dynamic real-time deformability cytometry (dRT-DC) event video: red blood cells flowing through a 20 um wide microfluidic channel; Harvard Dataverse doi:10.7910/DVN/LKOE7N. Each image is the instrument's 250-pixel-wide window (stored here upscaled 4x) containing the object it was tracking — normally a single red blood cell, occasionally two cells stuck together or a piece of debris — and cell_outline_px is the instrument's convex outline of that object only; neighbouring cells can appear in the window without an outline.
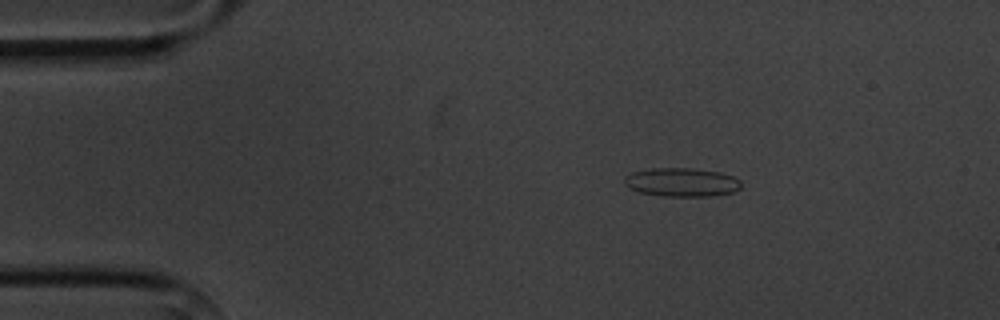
{"species": "common noctule bat (a hibernating species)", "species_latin": "Nyctalus noctula", "temperature_condition": "cold", "stored_images_in_passage": 3, "camera_frame_rate_fps": 3000, "um_per_image_px": 0.085, "animal": {"sex": "male", "body_mass_g": 20.1, "forearm_length_mm": 53.5}, "frame": {"image": 1, "passage_image": 2, "time_ms": 1.333, "image_size_px": [1000, 320], "cell_outline_px": [[740, 188], [732, 192], [712, 196], [664, 196], [640, 192], [628, 188], [624, 184], [624, 176], [632, 172], [652, 168], [692, 168], [720, 172], [732, 176], [740, 180]], "centroid_in_image_um": [57.91, 15.48], "position_along_channel_um": 27.1, "area_um2": 19.54}}